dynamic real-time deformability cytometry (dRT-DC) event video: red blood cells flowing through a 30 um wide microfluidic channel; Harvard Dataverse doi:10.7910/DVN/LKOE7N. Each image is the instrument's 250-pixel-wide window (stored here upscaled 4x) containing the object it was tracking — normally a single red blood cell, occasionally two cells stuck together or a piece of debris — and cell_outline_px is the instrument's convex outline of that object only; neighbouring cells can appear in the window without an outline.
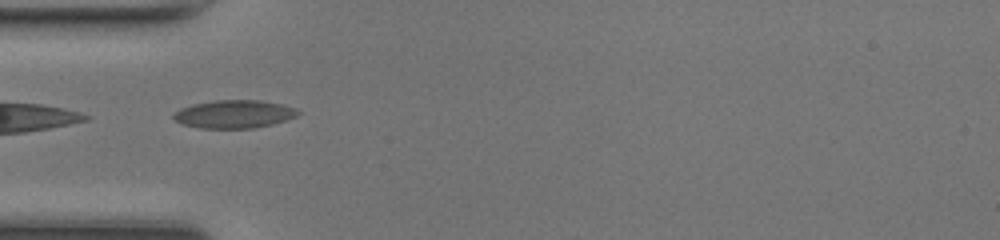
{"species": "common noctule bat (a hibernating species)", "species_latin": "Nyctalus noctula", "temperature_condition": "room temperature", "stored_images_in_passage": 27, "camera_frame_rate_fps": 3000, "um_per_image_px": 0.085, "animal": {"sex": "female", "body_mass_g": 17.0, "forearm_length_mm": 48.0}, "frame": {"image": 1, "passage_image": 1, "time_ms": 0.0, "image_size_px": [1000, 240], "cell_outline_px": [[300, 112], [296, 116], [272, 124], [252, 128], [200, 128], [184, 124], [176, 120], [172, 116], [180, 108], [192, 104], [216, 100], [256, 100], [280, 104], [292, 108]], "centroid_in_image_um": [19.86, 9.7], "position_along_channel_um": 65.1, "area_um2": 19.94}}
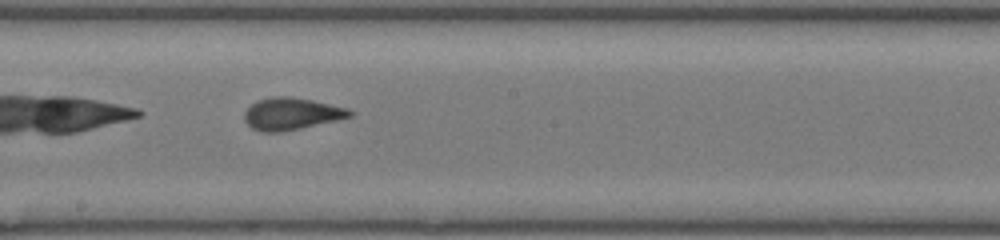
{"frame": {"image": 2, "passage_image": 12, "time_ms": 3.667, "image_size_px": [1000, 240], "cell_outline_px": [[356, 112], [352, 116], [336, 120], [300, 128], [280, 132], [260, 132], [252, 128], [244, 120], [244, 112], [256, 100], [272, 96], [288, 96], [312, 100], [348, 108]], "centroid_in_image_um": [24.76, 9.66], "position_along_channel_um": 223.4, "area_um2": 19.71}}
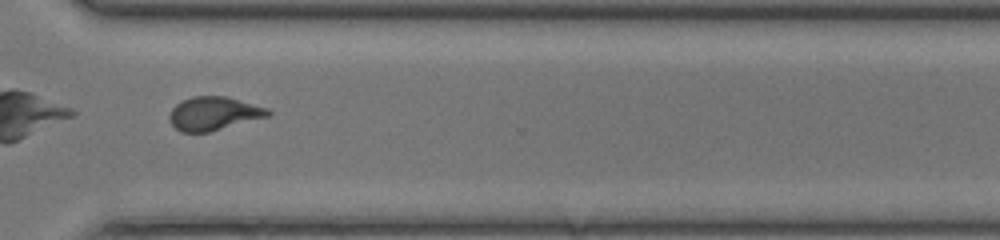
{"frame": {"image": 3, "passage_image": 21, "time_ms": 6.667, "image_size_px": [1000, 240], "cell_outline_px": [[272, 112], [268, 116], [208, 132], [180, 132], [172, 124], [168, 116], [172, 108], [176, 104], [192, 96], [224, 96], [268, 108]], "centroid_in_image_um": [18.14, 9.65], "position_along_channel_um": 352.5, "area_um2": 18.96}, "authors_computed_cell_mechanics": {"area_um2": 19.0162, "velocity_mm_per_s": 4.3108, "shape_relaxation_time_tau1_ms": 3.8053, "shape_relaxation_time_tau2_ms": 0.9397, "deformation_change_tau1": 0.1464, "deformation_change_tau2": 0.0747}}